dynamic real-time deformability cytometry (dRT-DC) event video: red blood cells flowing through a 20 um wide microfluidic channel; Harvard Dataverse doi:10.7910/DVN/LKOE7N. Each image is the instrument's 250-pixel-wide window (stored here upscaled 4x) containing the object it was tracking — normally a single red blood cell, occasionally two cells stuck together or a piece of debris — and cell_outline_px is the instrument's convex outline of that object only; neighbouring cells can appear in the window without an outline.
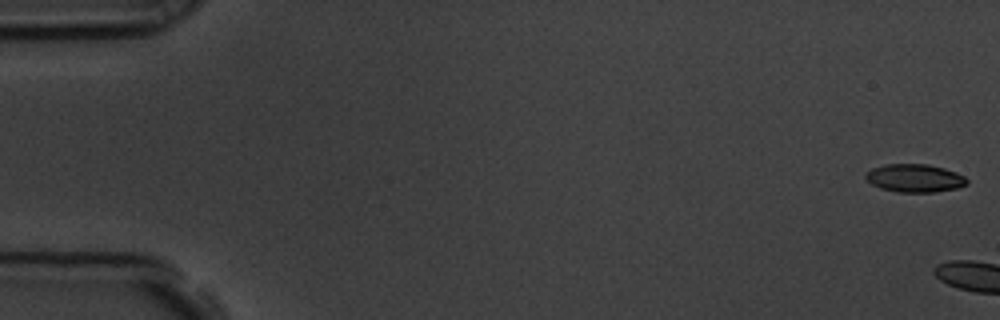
{"species": "common noctule bat (a hibernating species)", "species_latin": "Nyctalus noctula", "temperature_condition": "room temperature", "stored_images_in_passage": 8, "camera_frame_rate_fps": 3000, "um_per_image_px": 0.085, "animal": {"sex": "male", "body_mass_g": 19.5, "forearm_length_mm": 54.6}, "frame": {"image": 1, "passage_image": 1, "time_ms": 0.0, "image_size_px": [1000, 320], "cell_outline_px": [[968, 184], [956, 188], [936, 192], [896, 192], [880, 188], [872, 184], [864, 176], [872, 168], [884, 164], [928, 164], [944, 168], [956, 172], [964, 176], [968, 180]], "centroid_in_image_um": [77.76, 15.14], "position_along_channel_um": 7.2, "area_um2": 16.59}}